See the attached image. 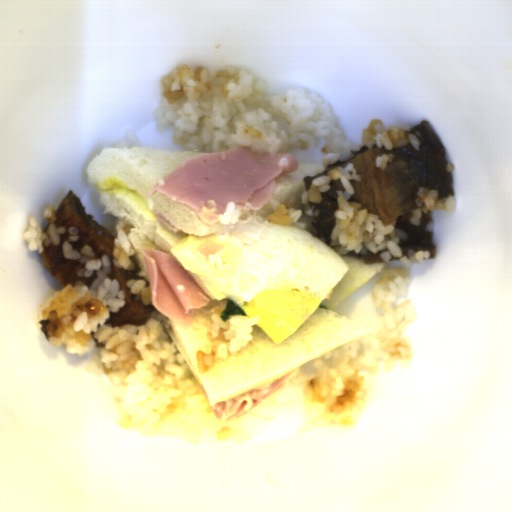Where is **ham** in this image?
Returning a JSON list of instances; mask_svg holds the SVG:
<instances>
[{
	"instance_id": "37f43c06",
	"label": "ham",
	"mask_w": 512,
	"mask_h": 512,
	"mask_svg": "<svg viewBox=\"0 0 512 512\" xmlns=\"http://www.w3.org/2000/svg\"><path fill=\"white\" fill-rule=\"evenodd\" d=\"M291 153H253L245 146L197 154L181 161L145 195H167L193 211L205 224L218 222L226 205L258 210L268 204L283 175L297 171Z\"/></svg>"
},
{
	"instance_id": "09b19980",
	"label": "ham",
	"mask_w": 512,
	"mask_h": 512,
	"mask_svg": "<svg viewBox=\"0 0 512 512\" xmlns=\"http://www.w3.org/2000/svg\"><path fill=\"white\" fill-rule=\"evenodd\" d=\"M142 257L151 306L180 328L191 329L194 311L212 300L170 253L143 248Z\"/></svg>"
},
{
	"instance_id": "d13d27c6",
	"label": "ham",
	"mask_w": 512,
	"mask_h": 512,
	"mask_svg": "<svg viewBox=\"0 0 512 512\" xmlns=\"http://www.w3.org/2000/svg\"><path fill=\"white\" fill-rule=\"evenodd\" d=\"M296 371H287L210 406L216 419L230 422L288 387Z\"/></svg>"
},
{
	"instance_id": "4e895bc4",
	"label": "ham",
	"mask_w": 512,
	"mask_h": 512,
	"mask_svg": "<svg viewBox=\"0 0 512 512\" xmlns=\"http://www.w3.org/2000/svg\"><path fill=\"white\" fill-rule=\"evenodd\" d=\"M153 216L156 220L161 224L164 229L170 230L175 233H179V228L172 223L167 217L159 213L158 211L153 210Z\"/></svg>"
}]
</instances>
